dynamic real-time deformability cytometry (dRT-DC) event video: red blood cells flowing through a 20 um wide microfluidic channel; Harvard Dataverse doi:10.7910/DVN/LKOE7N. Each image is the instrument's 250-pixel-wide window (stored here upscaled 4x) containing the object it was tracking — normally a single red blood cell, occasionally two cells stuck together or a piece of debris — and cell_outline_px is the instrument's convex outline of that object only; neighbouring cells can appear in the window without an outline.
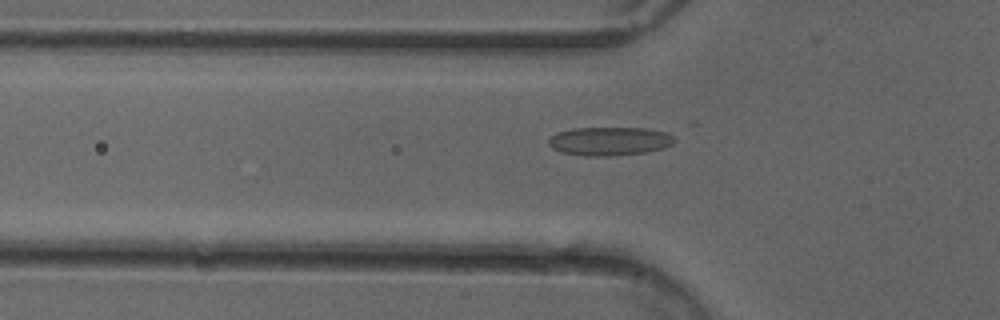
{"species": "common noctule bat (a hibernating species)", "species_latin": "Nyctalus noctula", "temperature_condition": "cold", "stored_images_in_passage": 51, "camera_frame_rate_fps": 3000, "um_per_image_px": 0.085, "animal": {"sex": "female"}, "frame": {"image": 1, "passage_image": 17, "time_ms": 5.333, "image_size_px": [1000, 320], "cell_outline_px": [[676, 140], [672, 144], [664, 148], [648, 152], [608, 156], [584, 156], [560, 152], [552, 148], [548, 144], [548, 140], [556, 132], [572, 128], [644, 128], [668, 132]], "centroid_in_image_um": [51.8, 12.0], "position_along_channel_um": 74.0, "area_um2": 21.15}}
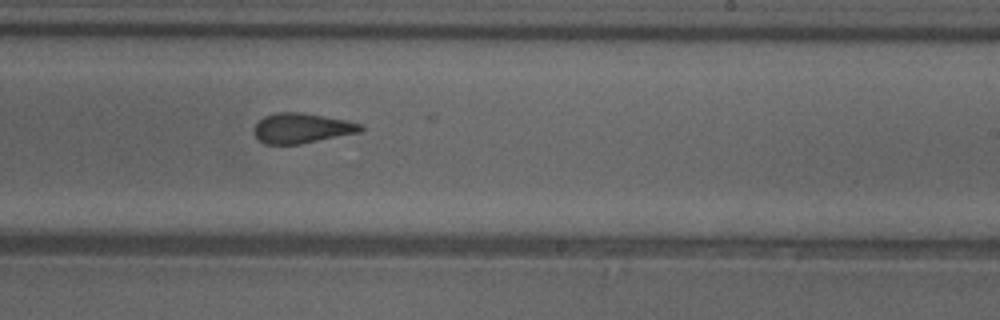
{"frame": {"image": 2, "passage_image": 31, "time_ms": 10.0, "image_size_px": [1000, 320], "cell_outline_px": [[364, 128], [360, 132], [300, 144], [264, 144], [256, 136], [256, 124], [264, 116], [276, 112], [304, 112], [348, 120], [360, 124]], "centroid_in_image_um": [25.68, 10.88], "position_along_channel_um": 263.3, "area_um2": 18.55}}
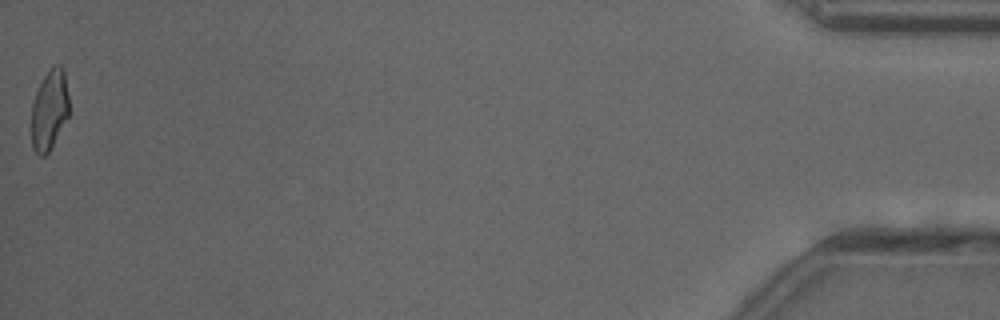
{"frame": {"image": 3, "passage_image": 51, "time_ms": 16.667, "image_size_px": [1000, 320], "cell_outline_px": [[68, 116], [48, 152], [44, 156], [40, 156], [32, 148], [32, 104], [36, 92], [44, 76], [52, 64], [60, 64], [64, 72], [68, 96]], "centroid_in_image_um": [4.19, 9.32], "position_along_channel_um": 431.0, "area_um2": 17.28}, "authors_computed_cell_mechanics": {"area_um2": 19.1318, "velocity_mm_per_s": 4.037, "shape_relaxation_time_tau1_ms": null, "shape_relaxation_time_tau2_ms": 1.8831, "deformation_change_tau1": null, "deformation_change_tau2": 0.0986}}